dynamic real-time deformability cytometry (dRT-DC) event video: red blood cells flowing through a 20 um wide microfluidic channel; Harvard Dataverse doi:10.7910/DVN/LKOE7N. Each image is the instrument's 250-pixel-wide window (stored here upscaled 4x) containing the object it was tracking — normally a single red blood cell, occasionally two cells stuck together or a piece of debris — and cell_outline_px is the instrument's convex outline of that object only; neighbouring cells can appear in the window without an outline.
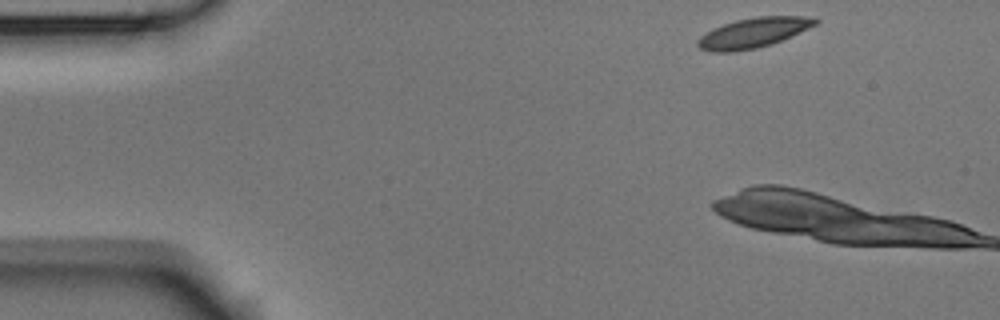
{"species": "Egyptian fruit bat (a non-hibernating species)", "species_latin": "Rousettus aegyptiacus", "temperature_condition": "room temperature", "stored_images_in_passage": 5, "camera_frame_rate_fps": 3000, "um_per_image_px": 0.085, "animal": {"sex": "male"}, "frame": {"image": 1, "passage_image": 1, "time_ms": 0.0, "image_size_px": [1000, 320], "cell_outline_px": [[820, 20], [816, 24], [808, 28], [772, 44], [756, 48], [732, 52], [712, 52], [700, 48], [696, 44], [696, 40], [700, 36], [712, 28], [736, 20], [756, 16], [816, 16]], "centroid_in_image_um": [64.02, 2.78], "position_along_channel_um": 21.0, "area_um2": 20.58}}